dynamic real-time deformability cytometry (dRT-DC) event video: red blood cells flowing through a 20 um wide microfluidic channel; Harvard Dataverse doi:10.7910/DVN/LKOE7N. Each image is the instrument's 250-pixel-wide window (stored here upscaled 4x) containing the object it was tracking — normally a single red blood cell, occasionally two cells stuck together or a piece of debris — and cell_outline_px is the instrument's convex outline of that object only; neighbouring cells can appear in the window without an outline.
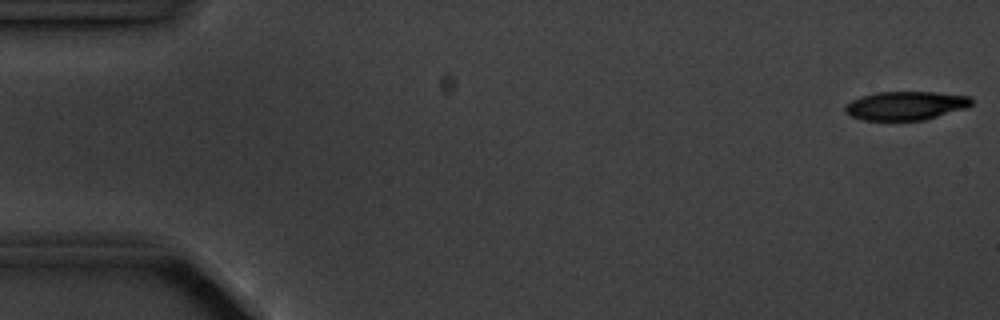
{"species": "common noctule bat (a hibernating species)", "species_latin": "Nyctalus noctula", "temperature_condition": "cold", "stored_images_in_passage": 5, "camera_frame_rate_fps": 3000, "um_per_image_px": 0.085, "animal": {"sex": "male", "body_mass_g": 20.1, "forearm_length_mm": 53.5}, "frame": {"image": 1, "passage_image": 1, "time_ms": 0.0, "image_size_px": [1000, 320], "cell_outline_px": [[972, 104], [968, 108], [924, 120], [864, 120], [852, 116], [844, 112], [844, 104], [860, 96], [876, 92], [932, 92], [968, 96], [972, 100]], "centroid_in_image_um": [76.96, 8.98], "position_along_channel_um": 8.0, "area_um2": 21.21}}